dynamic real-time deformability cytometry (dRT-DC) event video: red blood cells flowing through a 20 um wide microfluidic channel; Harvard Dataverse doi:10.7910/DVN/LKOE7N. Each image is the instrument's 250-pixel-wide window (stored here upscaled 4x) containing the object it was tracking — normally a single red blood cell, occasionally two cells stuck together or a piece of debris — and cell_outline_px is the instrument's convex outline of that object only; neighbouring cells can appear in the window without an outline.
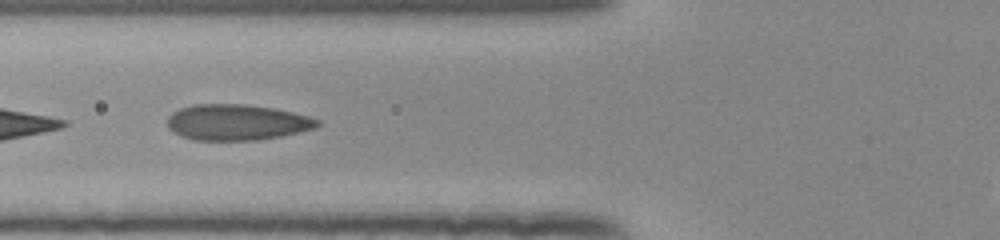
{"species": "human", "species_latin": "Homo sapiens", "temperature_condition": "room temperature", "stored_images_in_passage": 51, "segment_of_instrument_passage": [2, 2], "camera_frame_rate_fps": 3000, "um_per_image_px": 0.085, "donor": {"sex": "female"}, "frame": {"image": 1, "passage_image": 21, "time_ms": 6.667, "image_size_px": [1000, 240], "cell_outline_px": [[320, 124], [316, 128], [280, 136], [256, 140], [192, 140], [180, 136], [172, 132], [168, 128], [168, 116], [172, 112], [180, 108], [192, 104], [244, 104], [272, 108], [292, 112], [308, 116], [320, 120]], "centroid_in_image_um": [20.09, 10.4], "position_along_channel_um": 105.7, "area_um2": 31.44}}
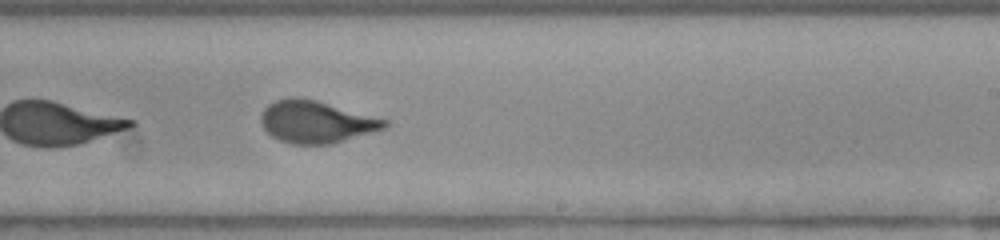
{"frame": {"image": 2, "passage_image": 33, "time_ms": 10.667, "image_size_px": [1000, 240], "cell_outline_px": [[388, 124], [384, 128], [332, 144], [292, 144], [280, 140], [272, 136], [264, 128], [260, 120], [260, 116], [264, 108], [268, 104], [276, 100], [288, 96], [300, 96], [316, 100], [388, 120]], "centroid_in_image_um": [26.83, 10.34], "position_along_channel_um": 262.2, "area_um2": 30.29}}
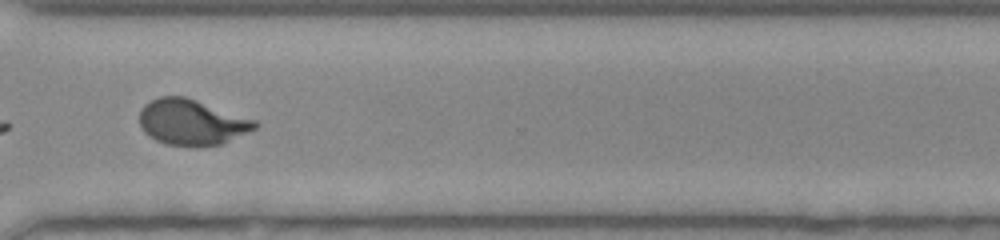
{"frame": {"image": 3, "passage_image": 40, "time_ms": 13.0, "image_size_px": [1000, 240], "cell_outline_px": [[260, 124], [256, 128], [220, 144], [164, 144], [148, 136], [140, 128], [140, 108], [144, 104], [160, 96], [184, 96], [256, 120]], "centroid_in_image_um": [16.25, 10.35], "position_along_channel_um": 354.3, "area_um2": 30.11}}